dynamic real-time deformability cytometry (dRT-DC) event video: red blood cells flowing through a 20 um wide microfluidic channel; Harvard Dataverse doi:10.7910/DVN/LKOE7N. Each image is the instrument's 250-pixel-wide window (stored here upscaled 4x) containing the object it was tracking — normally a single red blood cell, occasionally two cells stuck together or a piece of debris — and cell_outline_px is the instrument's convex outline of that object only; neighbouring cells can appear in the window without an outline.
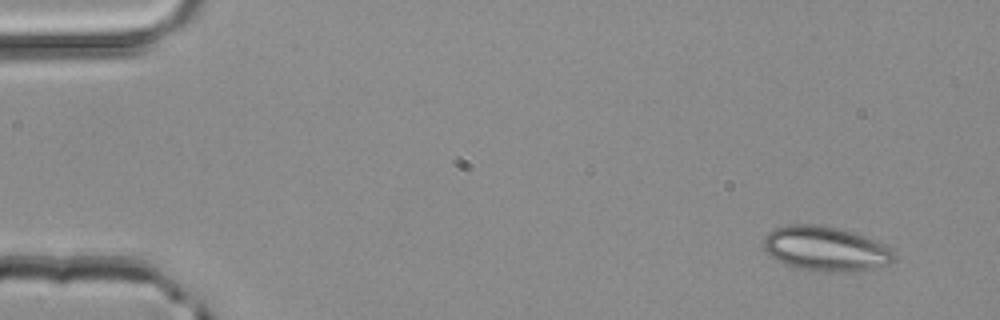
{"species": "common noctule bat (a hibernating species)", "species_latin": "Nyctalus noctula", "temperature_condition": "room temperature", "stored_images_in_passage": 3, "camera_frame_rate_fps": 3000, "um_per_image_px": 0.085, "animal": {"sex": "male", "body_mass_g": 20.4}, "frame": {"image": 1, "passage_image": 1, "time_ms": 0.0, "image_size_px": [1000, 320], "cell_outline_px": [[896, 260], [888, 264], [864, 272], [824, 272], [800, 268], [784, 264], [776, 260], [764, 252], [764, 236], [768, 232], [776, 228], [788, 224], [816, 224], [836, 228], [852, 232], [876, 240], [884, 244], [896, 252]], "centroid_in_image_um": [70.21, 21.16], "position_along_channel_um": 14.8, "area_um2": 34.51}}